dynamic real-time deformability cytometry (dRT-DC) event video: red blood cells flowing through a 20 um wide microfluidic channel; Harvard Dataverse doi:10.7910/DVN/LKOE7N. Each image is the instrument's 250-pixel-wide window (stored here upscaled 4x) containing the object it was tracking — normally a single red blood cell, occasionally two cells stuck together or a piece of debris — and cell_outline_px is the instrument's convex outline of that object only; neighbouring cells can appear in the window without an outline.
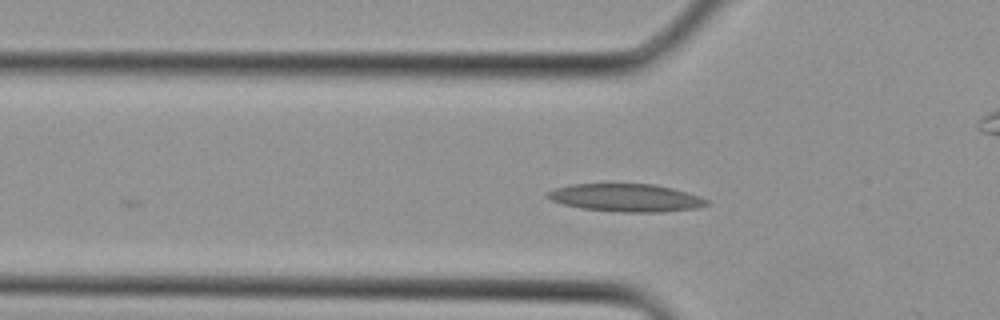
{"species": "Egyptian fruit bat (a non-hibernating species)", "species_latin": "Rousettus aegyptiacus", "temperature_condition": "cold", "stored_images_in_passage": 5, "camera_frame_rate_fps": 3000, "um_per_image_px": 0.085, "animal": {"sex": "female"}, "frame": {"image": 1, "passage_image": 3, "time_ms": 0.667, "image_size_px": [1000, 320], "cell_outline_px": [[708, 204], [696, 208], [660, 212], [624, 212], [580, 208], [564, 204], [552, 200], [544, 196], [548, 192], [556, 188], [572, 184], [652, 184], [672, 188], [708, 200]], "centroid_in_image_um": [53.17, 16.81], "position_along_channel_um": 72.6, "area_um2": 25.37}}